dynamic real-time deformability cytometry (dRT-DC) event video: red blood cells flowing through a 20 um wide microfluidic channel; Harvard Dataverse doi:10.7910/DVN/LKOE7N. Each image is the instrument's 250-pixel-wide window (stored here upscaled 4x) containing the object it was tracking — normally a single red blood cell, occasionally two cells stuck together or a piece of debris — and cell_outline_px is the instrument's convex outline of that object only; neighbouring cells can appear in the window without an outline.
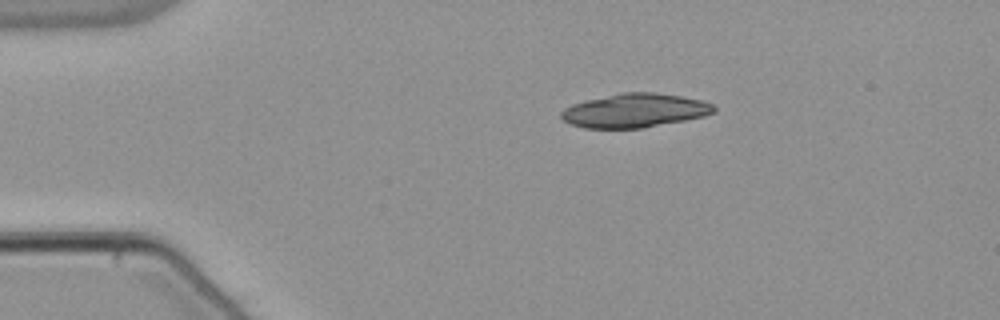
{"species": "common noctule bat (a hibernating species)", "species_latin": "Nyctalus noctula", "temperature_condition": "warm", "stored_images_in_passage": 44, "camera_frame_rate_fps": 3000, "um_per_image_px": 0.085, "animal": {"sex": "male", "body_mass_g": 21.5, "forearm_length_mm": 52.0}, "frame": {"image": 1, "passage_image": 1, "time_ms": 0.0, "image_size_px": [1000, 320], "cell_outline_px": [[716, 112], [704, 116], [644, 128], [584, 128], [572, 124], [564, 120], [560, 116], [560, 112], [564, 108], [572, 104], [588, 100], [624, 92], [652, 92], [680, 96], [700, 100], [716, 104]], "centroid_in_image_um": [53.98, 9.4], "position_along_channel_um": 31.0, "area_um2": 30.0}}